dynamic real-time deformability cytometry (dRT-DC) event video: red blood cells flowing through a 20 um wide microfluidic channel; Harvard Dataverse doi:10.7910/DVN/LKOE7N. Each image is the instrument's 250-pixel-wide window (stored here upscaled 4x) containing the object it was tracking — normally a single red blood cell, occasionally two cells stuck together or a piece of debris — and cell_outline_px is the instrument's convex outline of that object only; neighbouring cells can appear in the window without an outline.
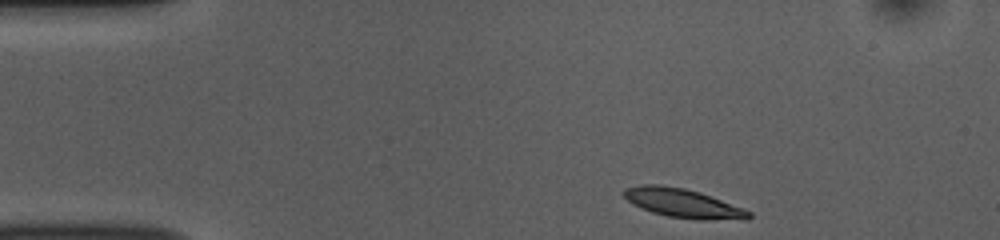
{"species": "common noctule bat (a hibernating species)", "species_latin": "Nyctalus noctula", "temperature_condition": "room temperature", "stored_images_in_passage": 45, "camera_frame_rate_fps": 3000, "um_per_image_px": 0.085, "animal": {"sex": "female", "body_mass_g": 10.0, "forearm_length_mm": 53.1}, "frame": {"image": 1, "passage_image": 1, "time_ms": 0.0, "image_size_px": [1000, 240], "cell_outline_px": [[752, 216], [748, 220], [700, 220], [668, 216], [652, 212], [640, 208], [632, 204], [624, 196], [624, 188], [640, 184], [660, 184], [684, 188], [700, 192], [744, 208], [752, 212]], "centroid_in_image_um": [58.09, 17.28], "position_along_channel_um": 26.9, "area_um2": 21.39}}
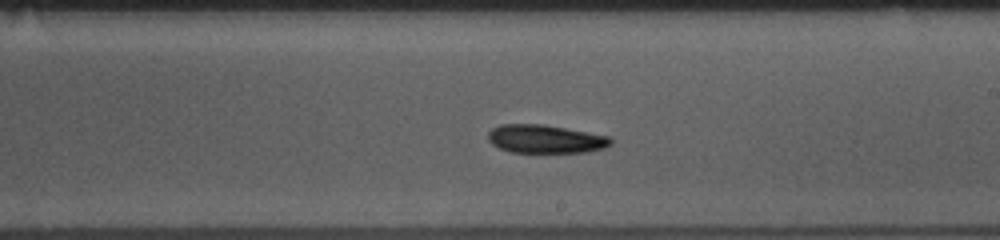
{"frame": {"image": 2, "passage_image": 23, "time_ms": 7.333, "image_size_px": [1000, 240], "cell_outline_px": [[612, 144], [604, 148], [588, 152], [512, 152], [500, 148], [492, 144], [488, 140], [488, 132], [492, 128], [500, 124], [544, 124], [588, 132], [608, 136], [612, 140]], "centroid_in_image_um": [46.35, 11.81], "position_along_channel_um": 242.6, "area_um2": 20.29}}
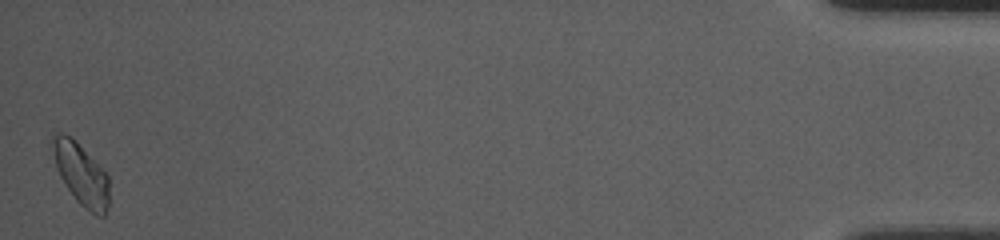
{"frame": {"image": 3, "passage_image": 45, "time_ms": 14.667, "image_size_px": [1000, 240], "cell_outline_px": [[108, 204], [104, 216], [96, 216], [84, 208], [76, 200], [64, 184], [56, 168], [52, 140], [52, 132], [64, 132], [72, 136], [76, 140], [108, 176]], "centroid_in_image_um": [6.87, 14.78], "position_along_channel_um": 428.3, "area_um2": 20.29}, "authors_computed_cell_mechanics": {"area_um2": 20.23, "velocity_mm_per_s": 3.7676, "shape_relaxation_time_tau1_ms": 3.4062, "shape_relaxation_time_tau2_ms": 9.9577, "deformation_change_tau1": 0.1118, "deformation_change_tau2": 0.1206}}